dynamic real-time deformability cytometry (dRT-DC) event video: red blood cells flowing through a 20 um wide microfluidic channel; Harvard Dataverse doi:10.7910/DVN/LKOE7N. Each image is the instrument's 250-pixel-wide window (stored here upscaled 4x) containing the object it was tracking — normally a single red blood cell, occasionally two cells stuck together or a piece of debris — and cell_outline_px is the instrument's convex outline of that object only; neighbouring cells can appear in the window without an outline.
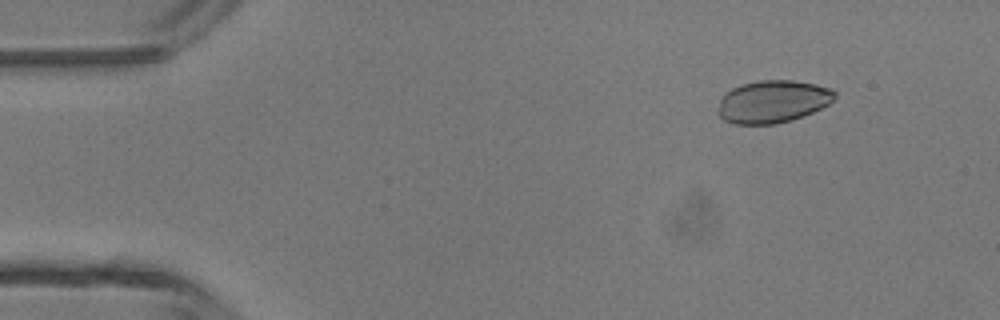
{"species": "common noctule bat (a hibernating species)", "species_latin": "Nyctalus noctula", "temperature_condition": "room temperature", "stored_images_in_passage": 47, "camera_frame_rate_fps": 3000, "um_per_image_px": 0.085, "animal": {"sex": "male", "body_mass_g": 13.3}, "frame": {"image": 1, "passage_image": 6, "time_ms": 1.667, "image_size_px": [1000, 320], "cell_outline_px": [[836, 96], [828, 104], [804, 116], [792, 120], [776, 124], [732, 124], [724, 120], [716, 112], [720, 100], [732, 88], [740, 84], [760, 80], [792, 80], [816, 84], [832, 88], [836, 92]], "centroid_in_image_um": [65.68, 8.63], "position_along_channel_um": 19.3, "area_um2": 29.07}}
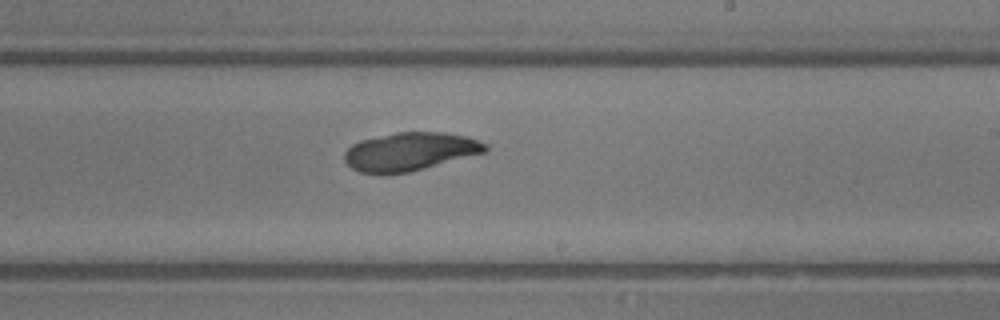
{"frame": {"image": 2, "passage_image": 28, "time_ms": 9.0, "image_size_px": [1000, 320], "cell_outline_px": [[488, 152], [408, 172], [384, 176], [360, 172], [352, 168], [344, 160], [344, 152], [352, 144], [360, 140], [396, 132], [444, 132], [468, 136], [488, 144]], "centroid_in_image_um": [34.85, 12.89], "position_along_channel_um": 254.1, "area_um2": 31.91}}
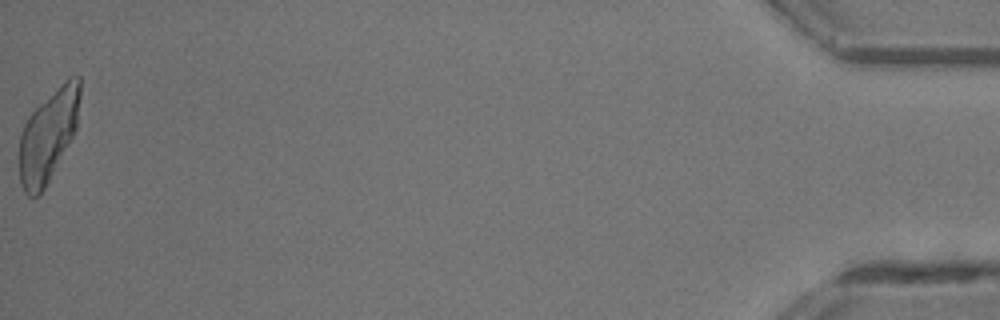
{"frame": {"image": 3, "passage_image": 47, "time_ms": 15.333, "image_size_px": [1000, 320], "cell_outline_px": [[80, 96], [76, 128], [72, 136], [44, 188], [36, 196], [28, 196], [24, 192], [20, 184], [20, 136], [24, 124], [28, 116], [64, 80], [72, 76], [80, 76]], "centroid_in_image_um": [4.09, 11.5], "position_along_channel_um": 431.1, "area_um2": 31.67}}